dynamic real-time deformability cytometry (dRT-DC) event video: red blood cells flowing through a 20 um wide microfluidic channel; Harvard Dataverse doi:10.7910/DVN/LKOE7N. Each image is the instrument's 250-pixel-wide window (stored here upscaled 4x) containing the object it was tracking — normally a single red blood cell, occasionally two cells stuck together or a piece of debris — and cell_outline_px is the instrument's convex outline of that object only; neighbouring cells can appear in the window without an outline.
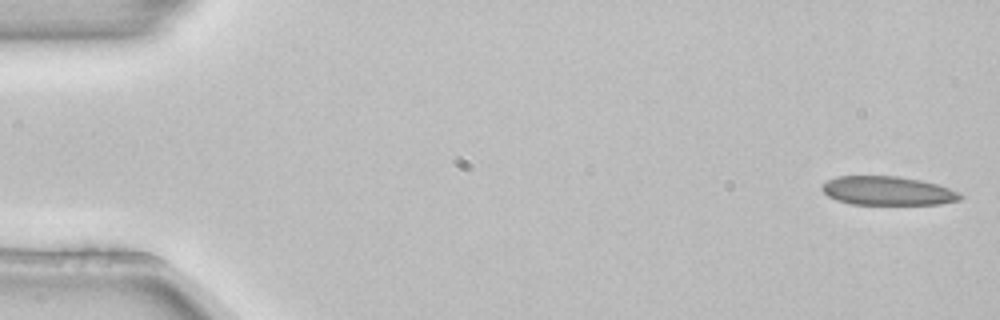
{"species": "common noctule bat (a hibernating species)", "species_latin": "Nyctalus noctula", "temperature_condition": "room temperature", "stored_images_in_passage": 5, "camera_frame_rate_fps": 3000, "um_per_image_px": 0.085, "animal": {"sex": "female", "body_mass_g": 22.7, "forearm_length_mm": 54.2}, "frame": {"image": 1, "passage_image": 1, "time_ms": 0.0, "image_size_px": [1000, 320], "cell_outline_px": [[964, 196], [960, 200], [940, 204], [852, 204], [836, 200], [828, 196], [820, 188], [820, 184], [836, 176], [896, 176], [920, 180], [936, 184], [960, 192]], "centroid_in_image_um": [75.43, 16.22], "position_along_channel_um": 9.6, "area_um2": 23.29}}
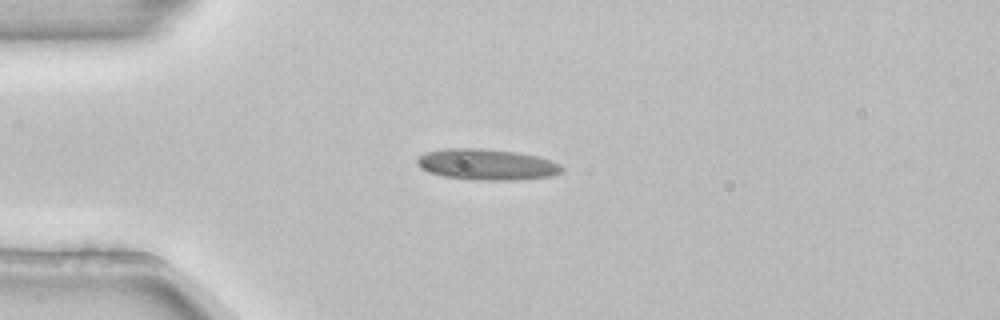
{"frame": {"image": 2, "passage_image": 4, "time_ms": 1.0, "image_size_px": [1000, 320], "cell_outline_px": [[564, 172], [552, 176], [512, 180], [476, 180], [444, 176], [428, 172], [420, 168], [416, 164], [416, 156], [428, 152], [444, 148], [480, 148], [516, 152], [536, 156], [552, 160], [560, 164], [564, 168]], "centroid_in_image_um": [41.37, 13.98], "position_along_channel_um": 43.6, "area_um2": 26.36}}